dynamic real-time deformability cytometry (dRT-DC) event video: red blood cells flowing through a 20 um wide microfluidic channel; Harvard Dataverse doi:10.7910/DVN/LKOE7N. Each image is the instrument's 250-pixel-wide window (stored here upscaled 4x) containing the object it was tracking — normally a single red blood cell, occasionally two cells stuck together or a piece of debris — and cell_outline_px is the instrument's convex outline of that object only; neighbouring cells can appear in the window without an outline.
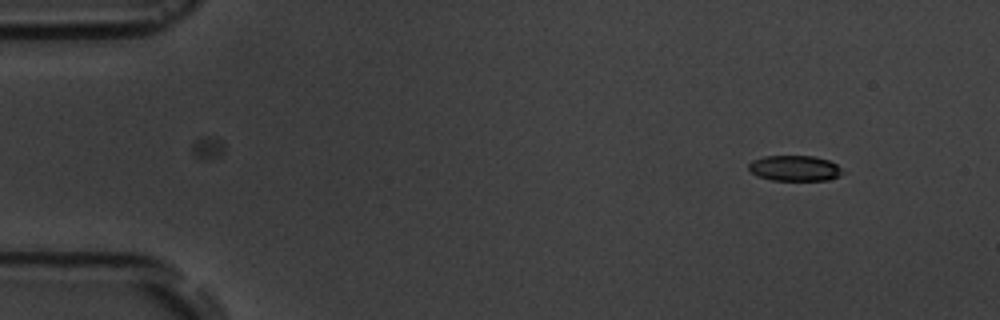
{"species": "common noctule bat (a hibernating species)", "species_latin": "Nyctalus noctula", "temperature_condition": "room temperature", "stored_images_in_passage": 5, "camera_frame_rate_fps": 3000, "um_per_image_px": 0.085, "animal": {"sex": "male", "body_mass_g": 19.5, "forearm_length_mm": 54.6}, "frame": {"image": 1, "passage_image": 1, "time_ms": 0.0, "image_size_px": [1000, 320], "cell_outline_px": [[844, 172], [840, 176], [828, 180], [772, 180], [756, 176], [748, 168], [748, 164], [752, 160], [764, 156], [812, 156], [828, 160], [836, 164]], "centroid_in_image_um": [67.53, 14.3], "position_along_channel_um": 17.5, "area_um2": 13.99}}
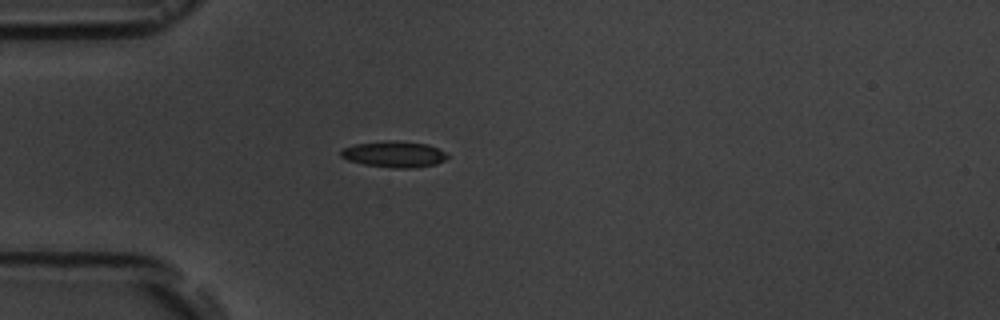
{"frame": {"image": 2, "passage_image": 4, "time_ms": 3.333, "image_size_px": [1000, 320], "cell_outline_px": [[448, 156], [444, 160], [436, 164], [412, 168], [392, 168], [364, 164], [348, 160], [340, 156], [340, 152], [344, 148], [356, 144], [388, 140], [396, 140], [428, 144], [444, 152]], "centroid_in_image_um": [33.49, 13.11], "position_along_channel_um": 51.5, "area_um2": 16.13}}